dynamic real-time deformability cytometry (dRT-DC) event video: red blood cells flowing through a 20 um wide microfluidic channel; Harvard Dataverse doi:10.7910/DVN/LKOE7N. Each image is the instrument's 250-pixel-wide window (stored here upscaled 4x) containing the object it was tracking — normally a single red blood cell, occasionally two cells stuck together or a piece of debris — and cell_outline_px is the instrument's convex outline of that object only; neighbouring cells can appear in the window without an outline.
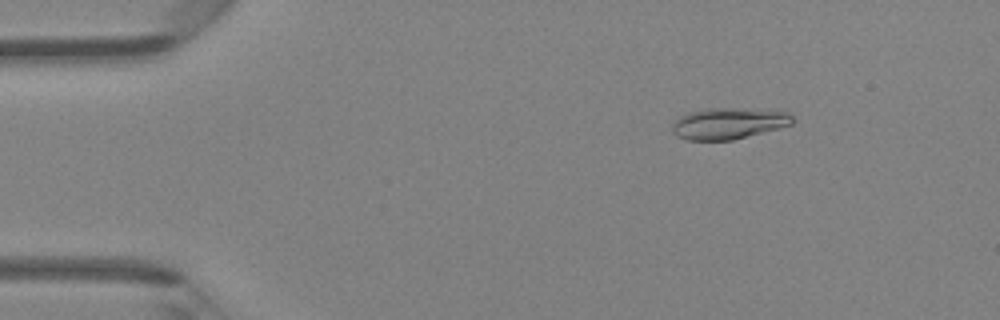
{"species": "Egyptian fruit bat (a non-hibernating species)", "species_latin": "Rousettus aegyptiacus", "temperature_condition": "room temperature", "stored_images_in_passage": 46, "camera_frame_rate_fps": 3000, "um_per_image_px": 0.085, "animal": {"sex": "female"}, "frame": {"image": 1, "passage_image": 7, "time_ms": 2.0, "image_size_px": [1000, 320], "cell_outline_px": [[792, 124], [780, 128], [732, 140], [688, 140], [676, 136], [672, 132], [672, 124], [680, 116], [688, 112], [708, 108], [780, 108], [788, 112], [792, 116]], "centroid_in_image_um": [61.98, 10.46], "position_along_channel_um": 23.0, "area_um2": 22.48}}
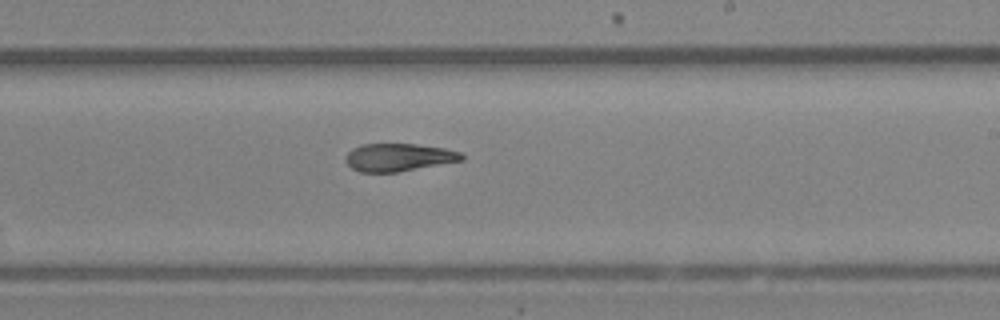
{"frame": {"image": 2, "passage_image": 28, "time_ms": 9.0, "image_size_px": [1000, 320], "cell_outline_px": [[464, 160], [396, 172], [360, 172], [352, 168], [344, 160], [348, 152], [352, 148], [360, 144], [416, 144], [444, 148], [460, 152], [464, 156]], "centroid_in_image_um": [33.86, 13.37], "position_along_channel_um": 255.1, "area_um2": 18.73}}
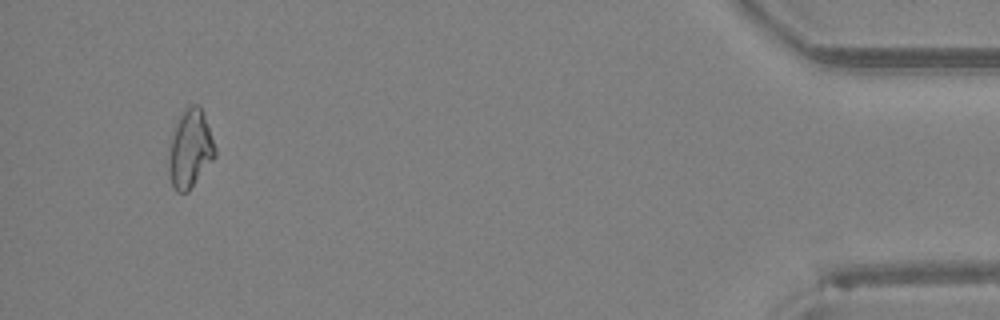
{"frame": {"image": 3, "passage_image": 44, "time_ms": 14.333, "image_size_px": [1000, 320], "cell_outline_px": [[216, 156], [188, 192], [176, 192], [172, 188], [168, 176], [168, 144], [172, 128], [176, 120], [184, 108], [192, 104], [200, 104], [216, 148]], "centroid_in_image_um": [16.11, 12.65], "position_along_channel_um": 419.1, "area_um2": 21.79}}